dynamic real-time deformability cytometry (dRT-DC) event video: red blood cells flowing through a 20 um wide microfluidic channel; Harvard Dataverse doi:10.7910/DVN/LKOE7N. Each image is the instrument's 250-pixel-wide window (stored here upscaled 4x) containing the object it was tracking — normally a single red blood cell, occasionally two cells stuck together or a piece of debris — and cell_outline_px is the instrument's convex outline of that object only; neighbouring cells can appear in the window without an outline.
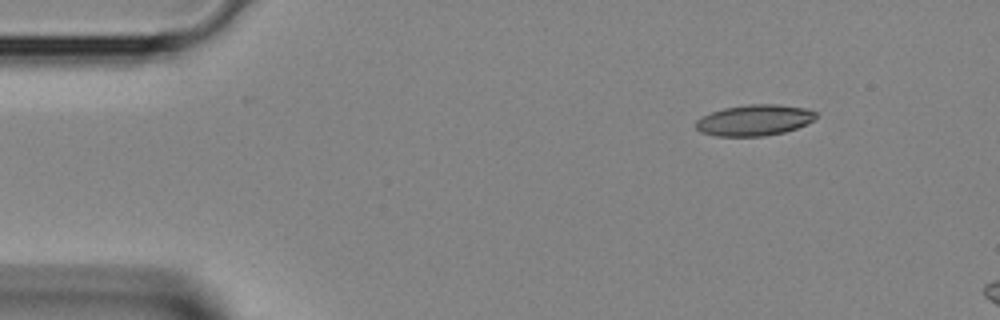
{"species": "Egyptian fruit bat (a non-hibernating species)", "species_latin": "Rousettus aegyptiacus", "temperature_condition": "room temperature", "stored_images_in_passage": 3, "segment_of_instrument_passage": [2, 2], "camera_frame_rate_fps": 3000, "um_per_image_px": 0.085, "animal": {"sex": "female"}, "frame": {"image": 1, "passage_image": 3, "time_ms": 0.667, "image_size_px": [1000, 320], "cell_outline_px": [[816, 116], [812, 120], [796, 128], [784, 132], [764, 136], [716, 136], [700, 132], [696, 128], [696, 120], [700, 116], [724, 108], [748, 104], [776, 104], [804, 108], [816, 112]], "centroid_in_image_um": [64.07, 10.21], "position_along_channel_um": 20.9, "area_um2": 21.56}}